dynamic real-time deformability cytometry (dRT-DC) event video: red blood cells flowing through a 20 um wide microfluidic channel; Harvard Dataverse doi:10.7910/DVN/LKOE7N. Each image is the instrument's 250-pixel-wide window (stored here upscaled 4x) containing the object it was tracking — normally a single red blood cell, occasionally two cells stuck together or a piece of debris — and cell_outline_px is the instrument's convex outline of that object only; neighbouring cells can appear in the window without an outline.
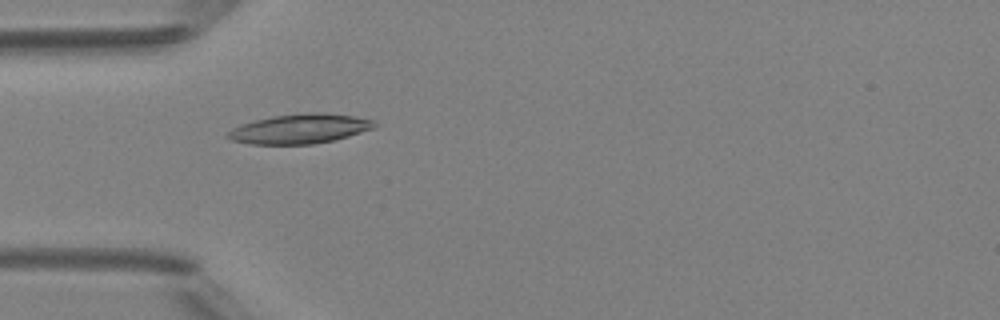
{"species": "Egyptian fruit bat (a non-hibernating species)", "species_latin": "Rousettus aegyptiacus", "temperature_condition": "room temperature", "stored_images_in_passage": 36, "camera_frame_rate_fps": 3000, "um_per_image_px": 0.085, "animal": {"sex": "female"}, "frame": {"image": 1, "passage_image": 2, "time_ms": 0.333, "image_size_px": [1000, 320], "cell_outline_px": [[380, 124], [376, 128], [348, 136], [332, 140], [312, 144], [248, 144], [232, 140], [224, 136], [232, 128], [240, 124], [272, 116], [308, 112], [324, 112], [356, 116], [372, 120]], "centroid_in_image_um": [25.5, 10.94], "position_along_channel_um": 59.5, "area_um2": 25.49}}
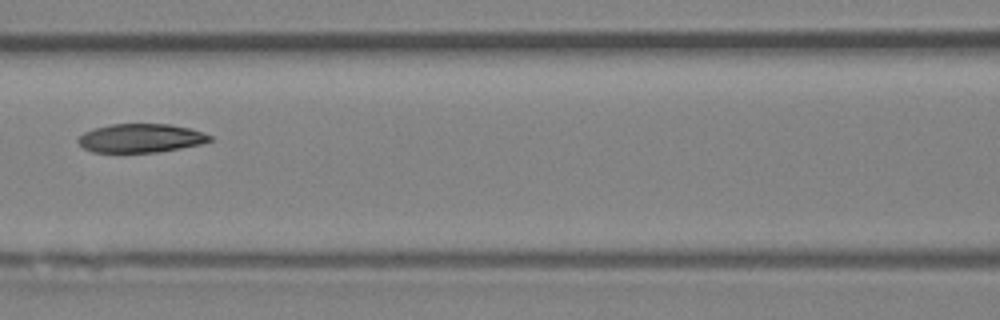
{"frame": {"image": 2, "passage_image": 9, "time_ms": 2.667, "image_size_px": [1000, 320], "cell_outline_px": [[212, 140], [200, 144], [180, 148], [156, 152], [92, 152], [84, 148], [76, 140], [84, 132], [92, 128], [112, 124], [168, 124], [188, 128], [204, 132], [212, 136]], "centroid_in_image_um": [11.95, 11.74], "position_along_channel_um": 154.7, "area_um2": 21.96}}
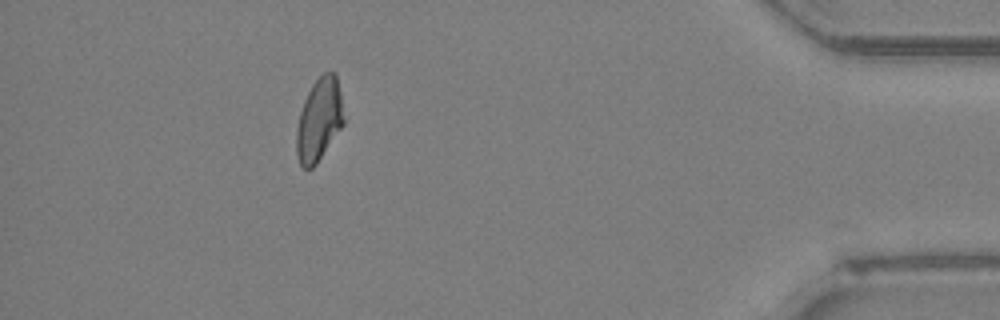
{"frame": {"image": 3, "passage_image": 31, "time_ms": 10.0, "image_size_px": [1000, 320], "cell_outline_px": [[344, 124], [316, 164], [312, 168], [304, 168], [300, 164], [296, 156], [296, 132], [300, 112], [304, 100], [312, 84], [324, 72], [336, 72], [340, 92], [344, 120]], "centroid_in_image_um": [27.12, 10.18], "position_along_channel_um": 408.1, "area_um2": 22.72}, "authors_computed_cell_mechanics": {"area_um2": 22.9755, "velocity_mm_per_s": 4.201, "shape_relaxation_time_tau1_ms": 10.614, "shape_relaxation_time_tau2_ms": 6.0896, "deformation_change_tau1": 0.2283, "deformation_change_tau2": 0.1213}}